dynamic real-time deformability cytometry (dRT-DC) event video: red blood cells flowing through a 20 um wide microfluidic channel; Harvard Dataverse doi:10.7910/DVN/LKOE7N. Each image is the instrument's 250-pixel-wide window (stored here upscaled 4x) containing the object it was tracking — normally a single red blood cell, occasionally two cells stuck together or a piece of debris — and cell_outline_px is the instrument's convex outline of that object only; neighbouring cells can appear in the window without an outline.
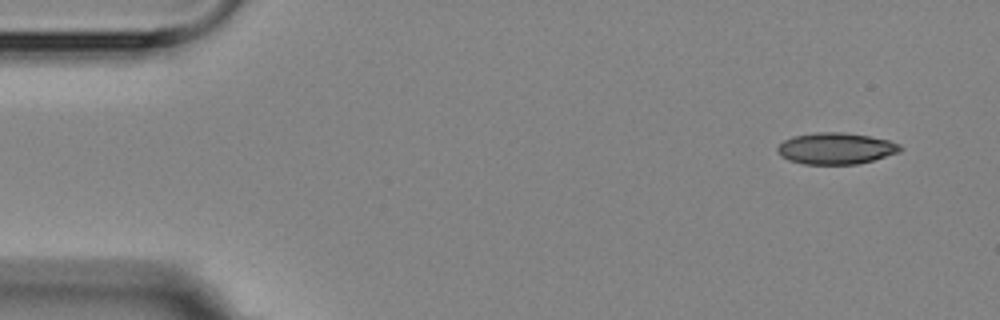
{"species": "Egyptian fruit bat (a non-hibernating species)", "species_latin": "Rousettus aegyptiacus", "temperature_condition": "room temperature", "stored_images_in_passage": 5, "segment_of_instrument_passage": [1, 2], "camera_frame_rate_fps": 3000, "um_per_image_px": 0.085, "animal": {"sex": "female"}, "frame": {"image": 1, "passage_image": 1, "time_ms": 0.0, "image_size_px": [1000, 320], "cell_outline_px": [[904, 148], [900, 152], [872, 160], [856, 164], [804, 164], [788, 160], [780, 156], [776, 152], [776, 148], [784, 140], [792, 136], [816, 132], [844, 132], [868, 136], [888, 140], [900, 144]], "centroid_in_image_um": [71.02, 12.61], "position_along_channel_um": 14.0, "area_um2": 22.6}}
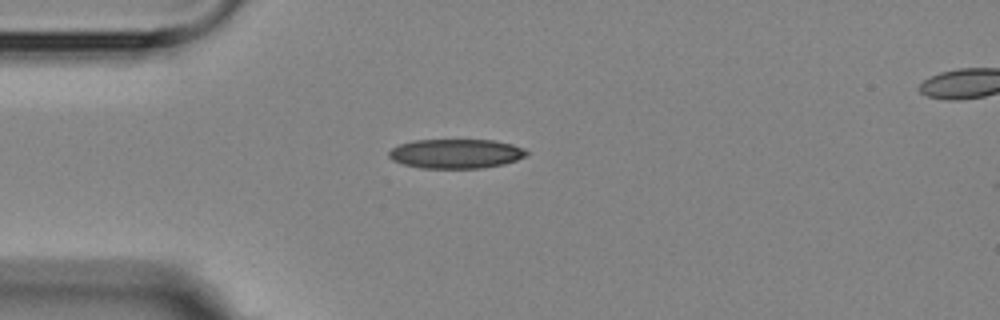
{"frame": {"image": 2, "passage_image": 4, "time_ms": 3.333, "image_size_px": [1000, 320], "cell_outline_px": [[528, 156], [504, 164], [480, 168], [420, 168], [404, 164], [392, 160], [388, 156], [388, 152], [392, 148], [400, 144], [416, 140], [492, 140], [512, 144], [524, 148], [528, 152]], "centroid_in_image_um": [38.77, 13.06], "position_along_channel_um": 46.2, "area_um2": 23.58}}